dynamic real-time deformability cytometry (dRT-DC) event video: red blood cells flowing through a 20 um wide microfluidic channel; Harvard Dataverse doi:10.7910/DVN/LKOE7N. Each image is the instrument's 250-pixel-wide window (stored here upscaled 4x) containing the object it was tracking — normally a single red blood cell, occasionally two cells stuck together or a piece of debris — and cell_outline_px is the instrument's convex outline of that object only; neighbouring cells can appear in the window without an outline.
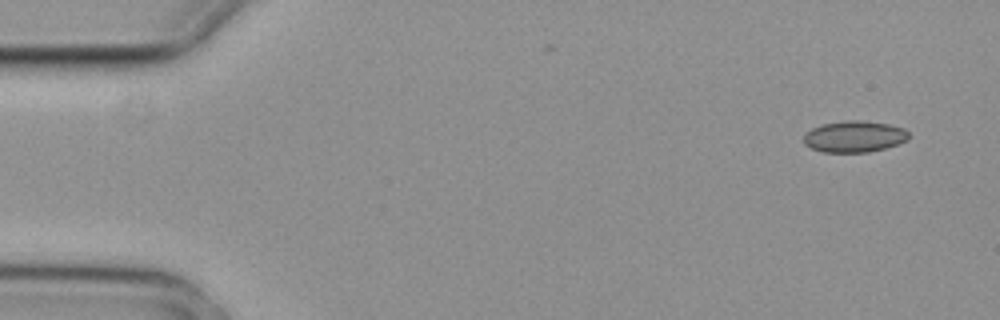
{"species": "common noctule bat (a hibernating species)", "species_latin": "Nyctalus noctula", "temperature_condition": "cold", "stored_images_in_passage": 7, "camera_frame_rate_fps": 3000, "um_per_image_px": 0.085, "animal": {"sex": "female", "body_mass_g": 29.2, "forearm_length_mm": 56.3}, "frame": {"image": 1, "passage_image": 1, "time_ms": 0.0, "image_size_px": [1000, 320], "cell_outline_px": [[908, 140], [884, 148], [868, 152], [824, 152], [812, 148], [804, 144], [804, 136], [812, 128], [824, 124], [844, 120], [860, 120], [888, 124], [904, 128], [908, 132]], "centroid_in_image_um": [72.62, 11.6], "position_along_channel_um": 12.4, "area_um2": 19.02}}
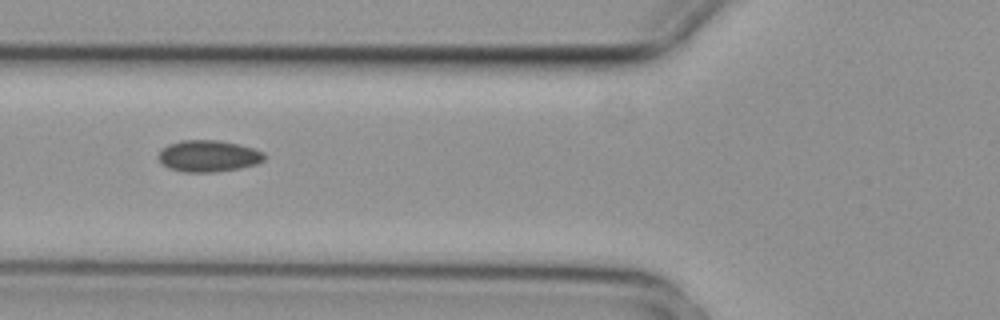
{"frame": {"image": 2, "passage_image": 6, "time_ms": 1.667, "image_size_px": [1000, 320], "cell_outline_px": [[264, 160], [256, 164], [240, 168], [212, 172], [184, 172], [168, 168], [156, 156], [168, 144], [180, 140], [220, 140], [252, 148], [264, 152]], "centroid_in_image_um": [17.7, 13.26], "position_along_channel_um": 108.1, "area_um2": 19.36}}
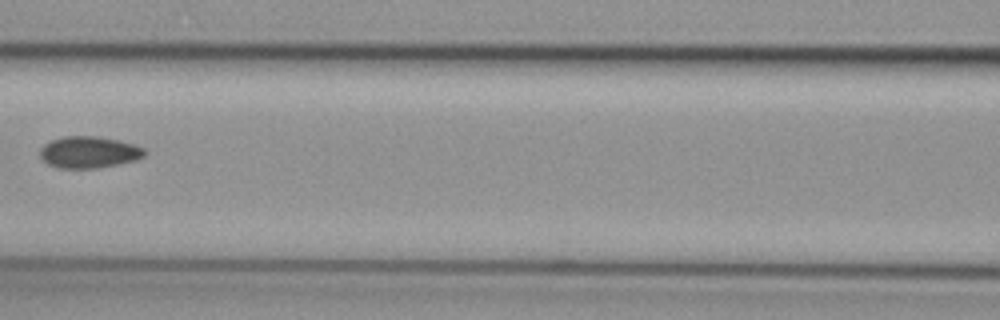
{"frame": {"image": 3, "passage_image": 7, "time_ms": 2.0, "image_size_px": [1000, 320], "cell_outline_px": [[144, 156], [136, 160], [96, 168], [56, 168], [48, 164], [40, 156], [40, 148], [44, 144], [52, 140], [64, 136], [96, 136], [120, 140], [144, 148]], "centroid_in_image_um": [7.53, 12.93], "position_along_channel_um": 159.1, "area_um2": 19.19}}